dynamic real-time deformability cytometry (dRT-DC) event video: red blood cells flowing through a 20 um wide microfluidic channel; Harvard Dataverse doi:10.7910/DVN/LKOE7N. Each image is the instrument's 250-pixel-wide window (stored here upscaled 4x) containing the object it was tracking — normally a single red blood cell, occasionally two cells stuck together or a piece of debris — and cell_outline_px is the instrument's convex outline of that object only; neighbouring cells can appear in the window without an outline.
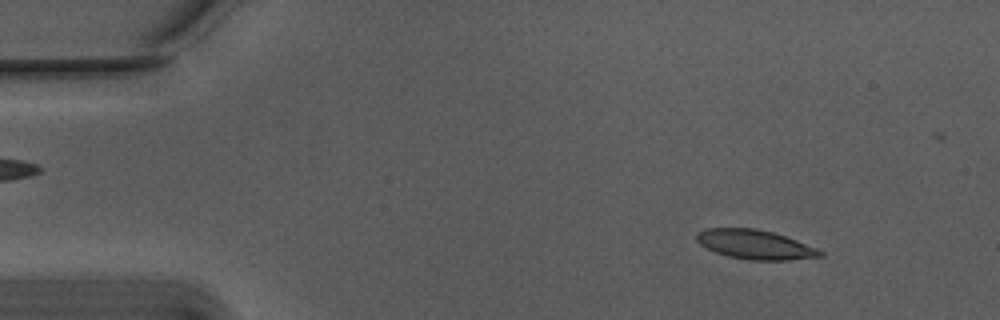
{"species": "Egyptian fruit bat (a non-hibernating species)", "species_latin": "Rousettus aegyptiacus", "temperature_condition": "warm", "stored_images_in_passage": 41, "camera_frame_rate_fps": 3000, "um_per_image_px": 0.085, "animal": {"sex": "male"}, "frame": {"image": 1, "passage_image": 1, "time_ms": 0.0, "image_size_px": [1000, 320], "cell_outline_px": [[824, 256], [788, 260], [752, 260], [728, 256], [716, 252], [700, 244], [696, 240], [696, 232], [704, 228], [752, 228], [772, 232], [796, 240], [816, 248], [824, 252]], "centroid_in_image_um": [64.16, 20.78], "position_along_channel_um": 20.8, "area_um2": 20.92}}
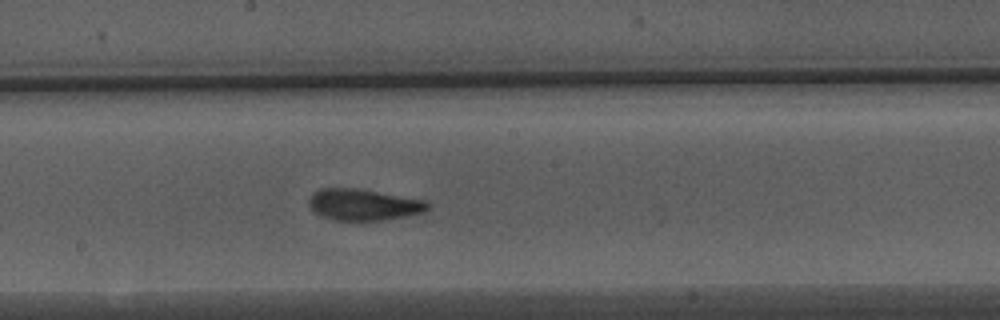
{"frame": {"image": 2, "passage_image": 24, "time_ms": 7.667, "image_size_px": [1000, 320], "cell_outline_px": [[428, 208], [424, 212], [404, 216], [380, 220], [332, 220], [316, 212], [308, 204], [308, 200], [312, 192], [320, 188], [356, 188], [424, 200], [428, 204]], "centroid_in_image_um": [30.85, 17.38], "position_along_channel_um": 217.4, "area_um2": 21.39}}
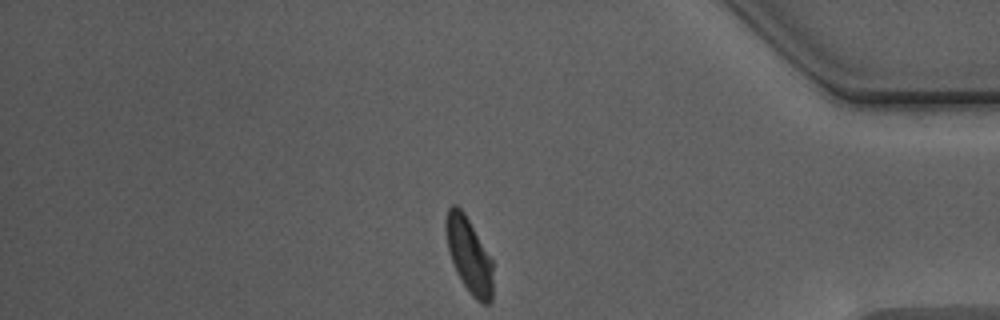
{"frame": {"image": 3, "passage_image": 41, "time_ms": 13.333, "image_size_px": [1000, 320], "cell_outline_px": [[492, 300], [488, 304], [480, 304], [472, 296], [456, 272], [448, 248], [444, 228], [444, 220], [448, 208], [452, 204], [456, 204], [464, 212], [492, 260]], "centroid_in_image_um": [39.84, 21.68], "position_along_channel_um": 395.4, "area_um2": 20.58}, "authors_computed_cell_mechanics": {"area_um2": 21.4438, "velocity_mm_per_s": 3.7159, "shape_relaxation_time_tau1_ms": 3.7911, "shape_relaxation_time_tau2_ms": 1.267, "deformation_change_tau1": 0.1414, "deformation_change_tau2": 0.0763}}